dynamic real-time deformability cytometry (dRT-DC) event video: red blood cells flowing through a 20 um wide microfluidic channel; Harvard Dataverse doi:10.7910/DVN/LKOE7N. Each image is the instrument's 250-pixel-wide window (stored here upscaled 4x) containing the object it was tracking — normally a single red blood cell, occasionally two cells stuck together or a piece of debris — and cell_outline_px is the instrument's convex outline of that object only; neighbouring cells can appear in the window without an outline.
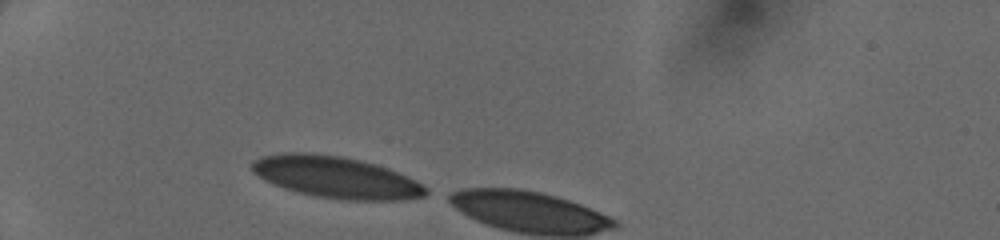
{"species": "human", "species_latin": "Homo sapiens", "temperature_condition": "cold", "stored_images_in_passage": 4, "camera_frame_rate_fps": 3000, "um_per_image_px": 0.085, "donor": {"sex": "female"}, "frame": {"image": 1, "passage_image": 1, "time_ms": 0.0, "image_size_px": [1000, 240], "cell_outline_px": [[428, 192], [424, 196], [404, 200], [344, 200], [316, 196], [284, 188], [252, 172], [252, 164], [260, 156], [284, 152], [308, 152], [344, 156], [376, 164], [388, 168], [416, 180], [428, 188]], "centroid_in_image_um": [28.61, 15.05], "position_along_channel_um": 56.4, "area_um2": 42.08}}